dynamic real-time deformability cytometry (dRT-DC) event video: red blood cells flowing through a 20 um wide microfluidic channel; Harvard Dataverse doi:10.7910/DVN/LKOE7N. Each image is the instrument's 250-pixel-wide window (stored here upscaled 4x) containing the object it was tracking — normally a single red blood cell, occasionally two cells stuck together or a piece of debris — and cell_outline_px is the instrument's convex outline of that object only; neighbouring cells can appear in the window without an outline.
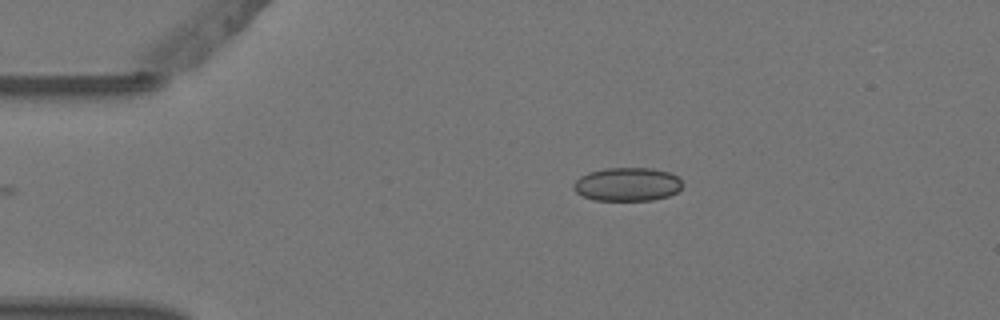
{"species": "Egyptian fruit bat (a non-hibernating species)", "species_latin": "Rousettus aegyptiacus", "temperature_condition": "warm", "stored_images_in_passage": 2, "camera_frame_rate_fps": 3000, "um_per_image_px": 0.085, "animal": {"sex": "female"}, "frame": {"image": 1, "passage_image": 2, "time_ms": 0.333, "image_size_px": [1000, 320], "cell_outline_px": [[684, 184], [676, 192], [668, 196], [652, 200], [592, 200], [576, 192], [572, 188], [572, 184], [580, 176], [588, 172], [604, 168], [652, 168], [668, 172], [676, 176]], "centroid_in_image_um": [53.29, 15.66], "position_along_channel_um": 31.7, "area_um2": 21.33}}